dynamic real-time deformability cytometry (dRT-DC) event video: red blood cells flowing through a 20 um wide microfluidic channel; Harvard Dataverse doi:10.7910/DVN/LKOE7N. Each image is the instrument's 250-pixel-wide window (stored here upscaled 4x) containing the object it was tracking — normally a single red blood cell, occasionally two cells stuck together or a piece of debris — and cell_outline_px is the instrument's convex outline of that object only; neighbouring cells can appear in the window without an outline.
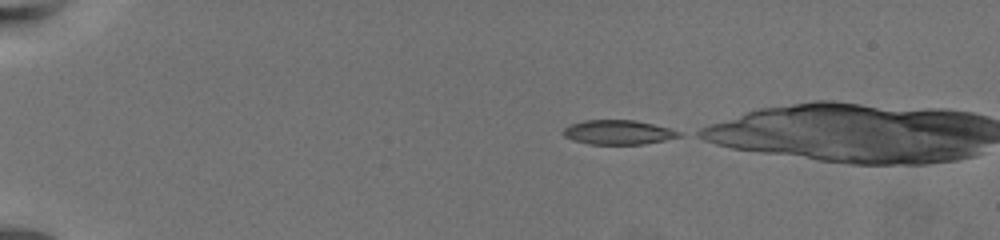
{"species": "common noctule bat (a hibernating species)", "species_latin": "Nyctalus noctula", "temperature_condition": "warm", "stored_images_in_passage": 45, "camera_frame_rate_fps": 3000, "um_per_image_px": 0.085, "animal": {"sex": "female", "body_mass_g": 19.5, "forearm_length_mm": 54.1}, "frame": {"image": 1, "passage_image": 1, "time_ms": 0.0, "image_size_px": [1000, 240], "cell_outline_px": [[684, 136], [644, 144], [588, 144], [572, 140], [564, 136], [560, 132], [564, 128], [572, 124], [584, 120], [636, 120], [668, 128], [680, 132]], "centroid_in_image_um": [52.52, 11.25], "position_along_channel_um": 32.5, "area_um2": 16.47}}
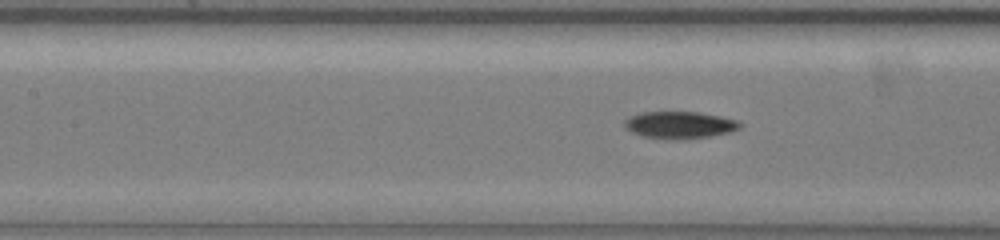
{"frame": {"image": 2, "passage_image": 19, "time_ms": 6.0, "image_size_px": [1000, 240], "cell_outline_px": [[740, 128], [728, 132], [708, 136], [680, 140], [668, 140], [640, 136], [624, 128], [624, 120], [640, 112], [696, 112], [720, 116], [736, 120], [740, 124]], "centroid_in_image_um": [57.7, 10.63], "position_along_channel_um": 149.7, "area_um2": 18.21}}
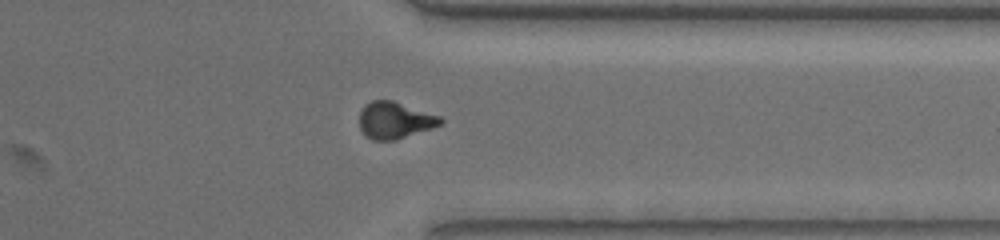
{"frame": {"image": 3, "passage_image": 39, "time_ms": 12.667, "image_size_px": [1000, 240], "cell_outline_px": [[444, 120], [440, 124], [432, 128], [396, 140], [372, 140], [364, 136], [360, 128], [360, 112], [364, 104], [372, 100], [392, 100], [440, 116]], "centroid_in_image_um": [33.53, 10.23], "position_along_channel_um": 377.9, "area_um2": 17.4}}